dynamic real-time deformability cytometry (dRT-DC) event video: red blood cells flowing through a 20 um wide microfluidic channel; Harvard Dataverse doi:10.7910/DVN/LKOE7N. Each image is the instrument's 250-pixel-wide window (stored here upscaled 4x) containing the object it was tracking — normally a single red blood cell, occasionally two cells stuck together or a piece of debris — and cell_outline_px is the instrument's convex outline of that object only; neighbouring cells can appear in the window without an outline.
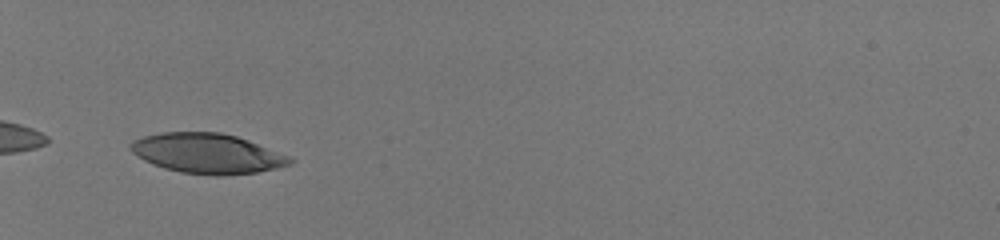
{"species": "human", "species_latin": "Homo sapiens", "temperature_condition": "room temperature", "stored_images_in_passage": 31, "camera_frame_rate_fps": 3000, "um_per_image_px": 0.085, "donor": {"sex": "male"}, "frame": {"image": 1, "passage_image": 1, "time_ms": 0.0, "image_size_px": [1000, 240], "cell_outline_px": [[296, 160], [292, 164], [276, 168], [256, 172], [224, 176], [212, 176], [180, 172], [164, 168], [152, 164], [136, 156], [128, 148], [132, 140], [144, 136], [160, 132], [220, 132], [236, 136], [248, 140], [288, 156]], "centroid_in_image_um": [17.59, 13.05], "position_along_channel_um": 67.4, "area_um2": 37.28}}
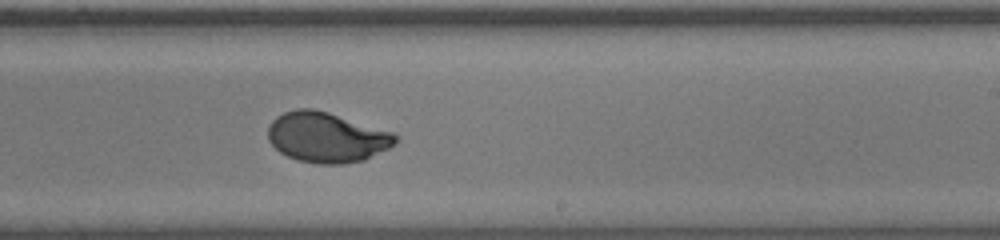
{"frame": {"image": 2, "passage_image": 17, "time_ms": 5.333, "image_size_px": [1000, 240], "cell_outline_px": [[400, 140], [388, 148], [364, 160], [344, 164], [316, 164], [300, 160], [288, 156], [280, 152], [268, 140], [268, 128], [272, 120], [276, 116], [284, 112], [296, 108], [312, 108], [328, 112], [392, 132], [400, 136]], "centroid_in_image_um": [27.77, 11.67], "position_along_channel_um": 261.2, "area_um2": 37.28}}
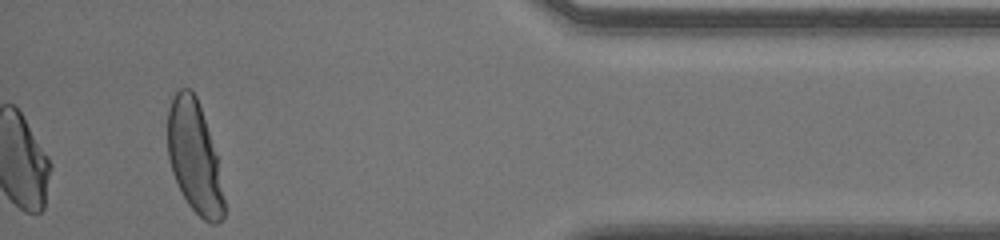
{"frame": {"image": 3, "passage_image": 31, "time_ms": 10.0, "image_size_px": [1000, 240], "cell_outline_px": [[224, 216], [216, 224], [212, 224], [204, 220], [188, 204], [172, 172], [168, 156], [168, 108], [172, 96], [180, 88], [188, 88], [196, 96], [216, 156], [224, 200]], "centroid_in_image_um": [16.5, 13.36], "position_along_channel_um": 418.7, "area_um2": 35.84}, "authors_computed_cell_mechanics": {"area_um2": 36.703, "velocity_mm_per_s": 4.0284, "shape_relaxation_time_tau1_ms": 3.1836, "shape_relaxation_time_tau2_ms": null, "deformation_change_tau1": 0.2092, "deformation_change_tau2": null}}